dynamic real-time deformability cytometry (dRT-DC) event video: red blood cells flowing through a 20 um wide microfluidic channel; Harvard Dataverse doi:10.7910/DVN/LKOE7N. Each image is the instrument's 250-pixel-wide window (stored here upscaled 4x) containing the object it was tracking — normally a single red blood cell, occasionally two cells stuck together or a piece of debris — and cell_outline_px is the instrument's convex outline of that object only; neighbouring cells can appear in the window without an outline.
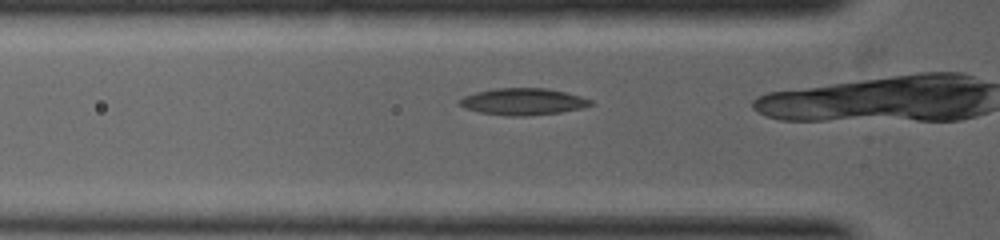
{"species": "common noctule bat (a hibernating species)", "species_latin": "Nyctalus noctula", "temperature_condition": "warm", "stored_images_in_passage": 9, "camera_frame_rate_fps": 5000, "um_per_image_px": 0.085, "animal": {"sex": "female", "body_mass_g": 19.0, "forearm_length_mm": 53.3}, "frame": {"image": 1, "passage_image": 2, "time_ms": 0.2, "image_size_px": [1000, 240], "cell_outline_px": [[596, 104], [580, 108], [560, 112], [524, 116], [508, 116], [480, 112], [464, 108], [460, 104], [460, 100], [464, 96], [476, 92], [496, 88], [548, 88], [580, 96], [592, 100]], "centroid_in_image_um": [44.48, 8.63], "position_along_channel_um": 81.3, "area_um2": 20.29}}